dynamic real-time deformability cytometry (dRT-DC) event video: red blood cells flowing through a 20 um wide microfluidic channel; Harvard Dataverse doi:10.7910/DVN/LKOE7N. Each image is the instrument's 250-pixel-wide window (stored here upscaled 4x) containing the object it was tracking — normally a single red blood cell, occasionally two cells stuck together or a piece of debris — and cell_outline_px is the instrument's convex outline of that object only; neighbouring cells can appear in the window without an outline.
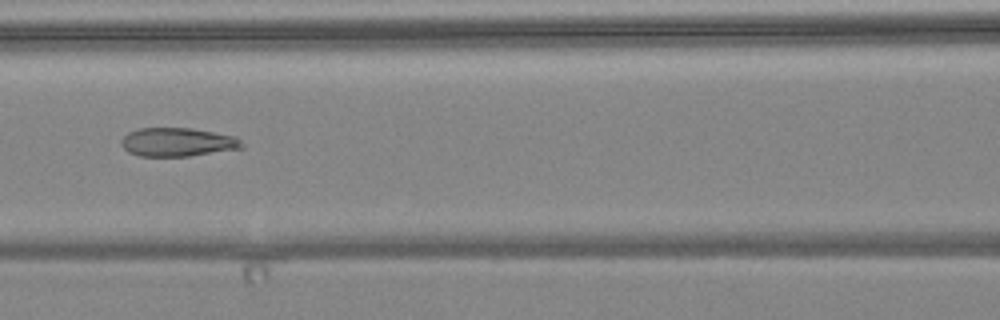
{"species": "common noctule bat (a hibernating species)", "species_latin": "Nyctalus noctula", "temperature_condition": "warm", "stored_images_in_passage": 3, "camera_frame_rate_fps": 3000, "um_per_image_px": 0.085, "animal": {"sex": "female", "body_mass_g": 24.6, "forearm_length_mm": 56.2}, "frame": {"image": 1, "passage_image": 3, "time_ms": 2.0, "image_size_px": [1000, 320], "cell_outline_px": [[244, 148], [188, 156], [140, 156], [128, 152], [120, 144], [120, 140], [128, 132], [140, 128], [192, 128], [236, 136], [244, 144]], "centroid_in_image_um": [15.1, 12.08], "position_along_channel_um": 151.5, "area_um2": 20.23}}